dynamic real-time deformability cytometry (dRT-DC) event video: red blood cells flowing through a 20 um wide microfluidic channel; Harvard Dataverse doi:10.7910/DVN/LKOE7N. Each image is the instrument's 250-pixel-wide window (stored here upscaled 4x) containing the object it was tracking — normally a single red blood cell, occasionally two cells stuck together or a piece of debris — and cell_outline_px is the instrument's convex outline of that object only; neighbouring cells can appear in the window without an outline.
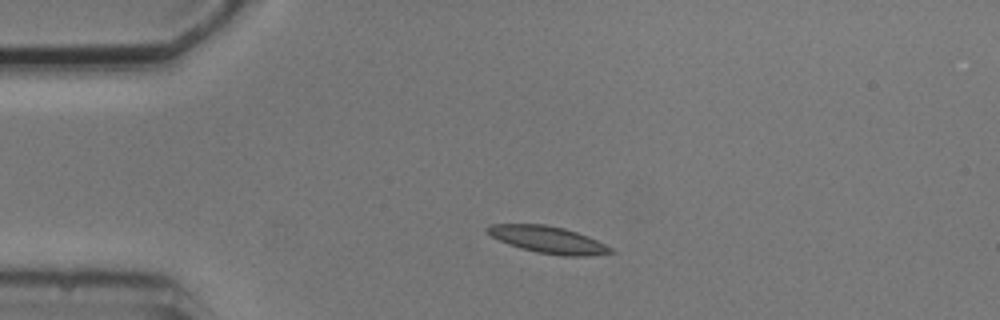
{"species": "common noctule bat (a hibernating species)", "species_latin": "Nyctalus noctula", "temperature_condition": "cold", "stored_images_in_passage": 3, "camera_frame_rate_fps": 3000, "um_per_image_px": 0.085, "animal": {"sex": "male", "body_mass_g": 20.5, "forearm_length_mm": 52.5}, "frame": {"image": 1, "passage_image": 2, "time_ms": 1.333, "image_size_px": [1000, 320], "cell_outline_px": [[616, 252], [588, 256], [564, 256], [536, 252], [520, 248], [508, 244], [492, 236], [484, 228], [488, 224], [544, 224], [564, 228], [588, 236], [612, 248]], "centroid_in_image_um": [46.58, 20.37], "position_along_channel_um": 38.4, "area_um2": 19.31}}